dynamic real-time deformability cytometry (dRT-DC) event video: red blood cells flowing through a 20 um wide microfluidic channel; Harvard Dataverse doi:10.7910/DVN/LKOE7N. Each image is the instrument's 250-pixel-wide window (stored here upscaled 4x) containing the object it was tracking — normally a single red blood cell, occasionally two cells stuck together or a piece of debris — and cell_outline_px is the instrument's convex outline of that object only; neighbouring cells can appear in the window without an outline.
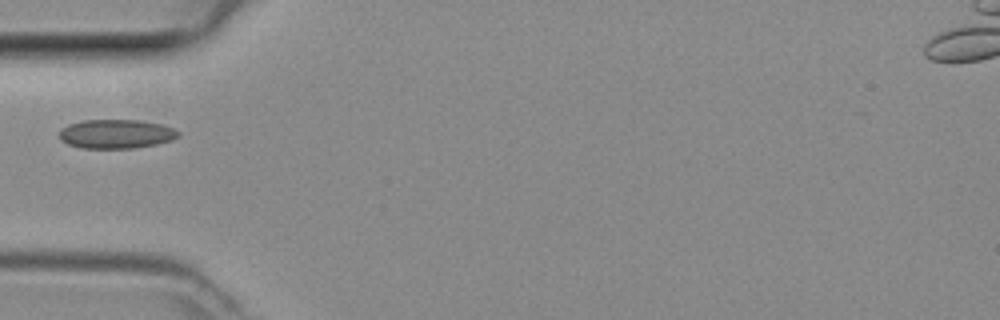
{"species": "common noctule bat (a hibernating species)", "species_latin": "Nyctalus noctula", "temperature_condition": "room temperature", "stored_images_in_passage": 24, "camera_frame_rate_fps": 3000, "um_per_image_px": 0.085, "animal": {"sex": "female", "body_mass_g": 29.2, "forearm_length_mm": 56.3}, "frame": {"image": 1, "passage_image": 1, "time_ms": 0.0, "image_size_px": [1000, 320], "cell_outline_px": [[180, 136], [172, 140], [156, 144], [132, 148], [84, 148], [68, 144], [60, 140], [60, 128], [68, 124], [84, 120], [136, 120], [160, 124], [172, 128], [180, 132]], "centroid_in_image_um": [9.86, 11.38], "position_along_channel_um": 75.1, "area_um2": 20.06}}
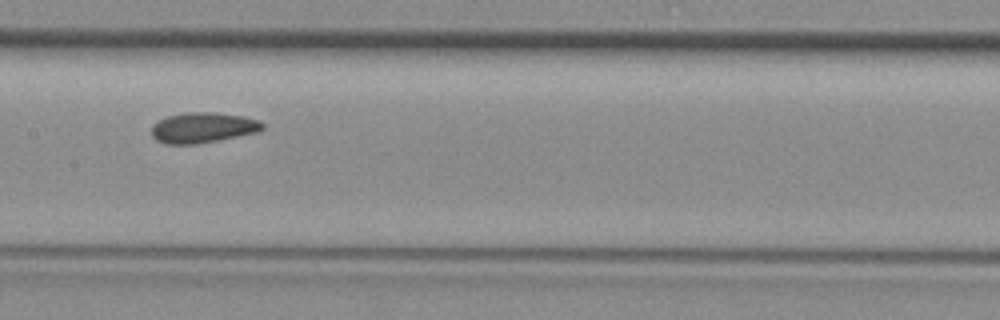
{"frame": {"image": 2, "passage_image": 9, "time_ms": 2.667, "image_size_px": [1000, 320], "cell_outline_px": [[264, 128], [260, 132], [196, 144], [168, 144], [156, 140], [152, 136], [152, 124], [168, 116], [188, 112], [216, 112], [244, 116], [260, 120], [264, 124]], "centroid_in_image_um": [17.29, 10.84], "position_along_channel_um": 190.1, "area_um2": 19.77}}
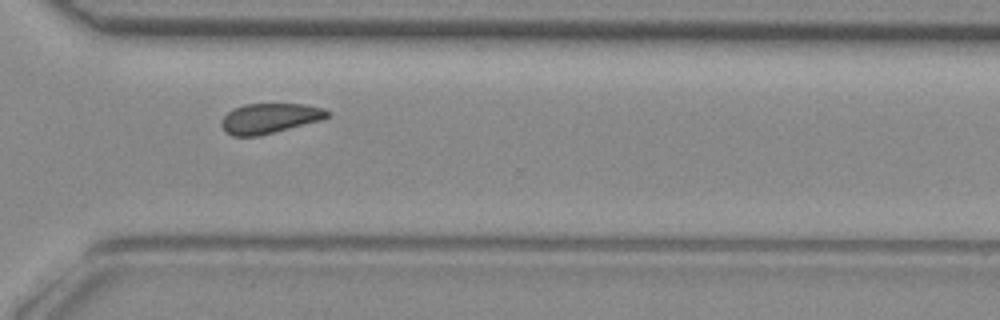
{"frame": {"image": 3, "passage_image": 20, "time_ms": 6.333, "image_size_px": [1000, 320], "cell_outline_px": [[332, 112], [328, 116], [320, 120], [256, 136], [232, 136], [224, 132], [224, 116], [228, 112], [244, 104], [304, 104], [324, 108]], "centroid_in_image_um": [22.95, 10.04], "position_along_channel_um": 347.7, "area_um2": 18.09}}